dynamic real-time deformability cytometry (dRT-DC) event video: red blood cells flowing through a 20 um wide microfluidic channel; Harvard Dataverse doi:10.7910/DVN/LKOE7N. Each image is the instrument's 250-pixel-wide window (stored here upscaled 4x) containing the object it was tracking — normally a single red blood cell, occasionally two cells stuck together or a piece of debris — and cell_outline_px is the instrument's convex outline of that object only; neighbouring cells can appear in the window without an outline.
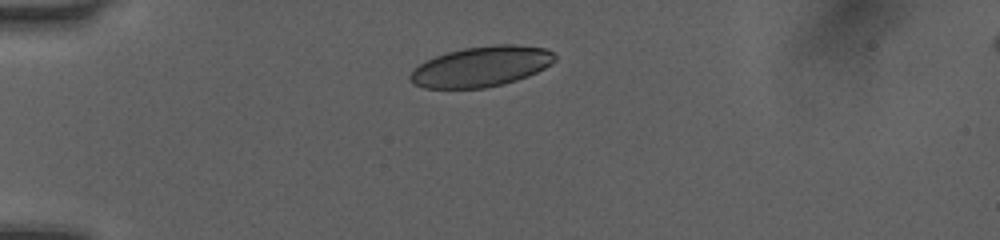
{"species": "human", "species_latin": "Homo sapiens", "temperature_condition": "room temperature", "stored_images_in_passage": 28, "camera_frame_rate_fps": 3000, "um_per_image_px": 0.085, "donor": {"sex": "female"}, "frame": {"image": 1, "passage_image": 1, "time_ms": 0.0, "image_size_px": [1000, 240], "cell_outline_px": [[556, 60], [552, 64], [528, 76], [504, 84], [484, 88], [424, 88], [412, 84], [408, 76], [424, 60], [448, 52], [464, 48], [496, 44], [516, 44], [544, 48], [552, 52], [556, 56]], "centroid_in_image_um": [40.91, 5.65], "position_along_channel_um": 44.1, "area_um2": 34.04}}
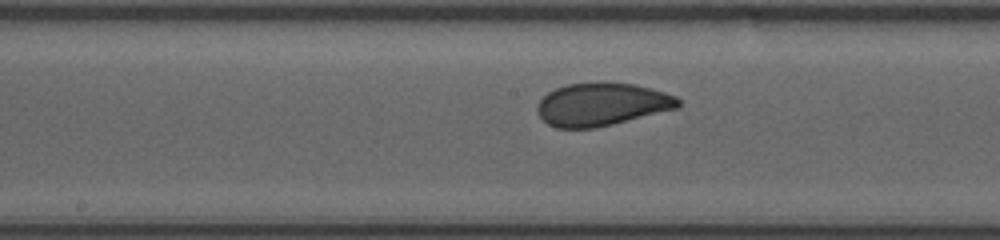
{"frame": {"image": 2, "passage_image": 14, "time_ms": 4.333, "image_size_px": [1000, 240], "cell_outline_px": [[680, 108], [596, 128], [556, 128], [548, 124], [536, 112], [536, 108], [540, 100], [548, 92], [556, 88], [568, 84], [636, 84], [652, 88], [676, 96], [680, 100]], "centroid_in_image_um": [51.18, 8.9], "position_along_channel_um": 197.0, "area_um2": 34.91}}
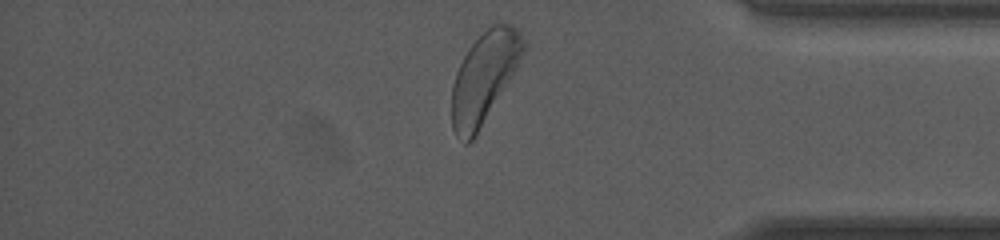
{"frame": {"image": 3, "passage_image": 28, "time_ms": 9.0, "image_size_px": [1000, 240], "cell_outline_px": [[524, 52], [516, 68], [476, 136], [468, 144], [464, 144], [456, 136], [452, 128], [452, 84], [456, 72], [468, 48], [492, 24], [512, 24], [520, 32], [524, 40]], "centroid_in_image_um": [41.13, 6.62], "position_along_channel_um": 394.1, "area_um2": 37.28}, "authors_computed_cell_mechanics": {"area_um2": 35.7204, "velocity_mm_per_s": 4.0535, "shape_relaxation_time_tau1_ms": 3.5756, "shape_relaxation_time_tau2_ms": null, "deformation_change_tau1": 0.1225, "deformation_change_tau2": null}}